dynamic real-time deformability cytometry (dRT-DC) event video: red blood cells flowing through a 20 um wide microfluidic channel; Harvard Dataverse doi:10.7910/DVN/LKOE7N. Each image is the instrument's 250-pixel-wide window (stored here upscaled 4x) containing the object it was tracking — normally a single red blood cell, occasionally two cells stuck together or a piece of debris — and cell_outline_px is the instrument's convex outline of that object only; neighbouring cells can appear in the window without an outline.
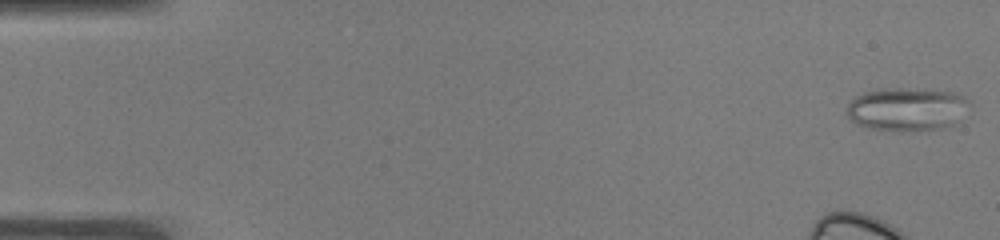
{"species": "common noctule bat (a hibernating species)", "species_latin": "Nyctalus noctula", "temperature_condition": "warm", "stored_images_in_passage": 44, "camera_frame_rate_fps": 3000, "um_per_image_px": 0.085, "animal": {"sex": "male", "body_mass_g": 19.0, "forearm_length_mm": 50.8}, "frame": {"image": 1, "passage_image": 1, "time_ms": 0.0, "image_size_px": [1000, 240], "cell_outline_px": [[972, 104], [952, 124], [940, 128], [868, 128], [856, 124], [844, 112], [848, 104], [856, 96], [864, 92], [880, 88], [900, 88], [952, 92], [964, 96]], "centroid_in_image_um": [77.04, 9.22], "position_along_channel_um": 8.0, "area_um2": 29.94}, "authors_computed_cell_mechanics": {"area_um2": 28.033, "velocity_mm_per_s": 3.8752, "shape_relaxation_time_tau1_ms": 1.5491, "shape_relaxation_time_tau2_ms": null, "deformation_change_tau1": 0.1057, "deformation_change_tau2": null}}